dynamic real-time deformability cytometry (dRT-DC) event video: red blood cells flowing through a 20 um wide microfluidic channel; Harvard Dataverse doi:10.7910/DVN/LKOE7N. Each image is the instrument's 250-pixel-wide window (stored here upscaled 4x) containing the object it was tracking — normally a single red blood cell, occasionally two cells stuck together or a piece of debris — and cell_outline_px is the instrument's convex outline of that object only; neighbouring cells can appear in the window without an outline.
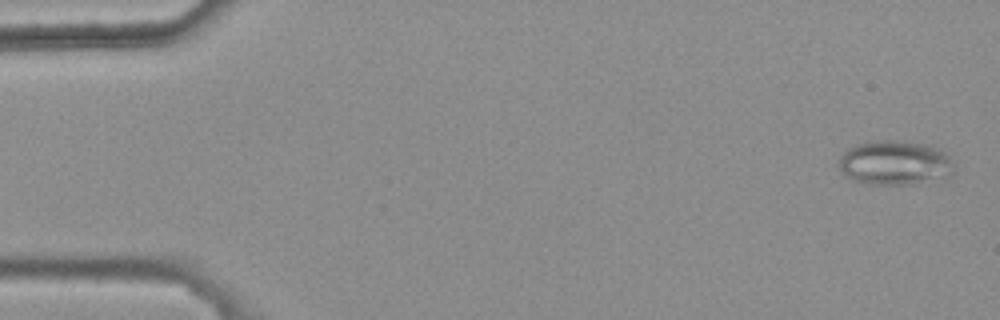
{"species": "common noctule bat (a hibernating species)", "species_latin": "Nyctalus noctula", "temperature_condition": "warm", "stored_images_in_passage": 5, "camera_frame_rate_fps": 3000, "um_per_image_px": 0.085, "animal": {"sex": "female", "body_mass_g": 25.1}, "frame": {"image": 1, "passage_image": 1, "time_ms": 0.0, "image_size_px": [1000, 320], "cell_outline_px": [[956, 164], [952, 172], [944, 180], [912, 184], [872, 184], [852, 180], [840, 168], [840, 160], [844, 152], [848, 148], [860, 144], [880, 140], [904, 140], [924, 144], [936, 148], [944, 152]], "centroid_in_image_um": [76.15, 13.85], "position_along_channel_um": 8.9, "area_um2": 29.82}}